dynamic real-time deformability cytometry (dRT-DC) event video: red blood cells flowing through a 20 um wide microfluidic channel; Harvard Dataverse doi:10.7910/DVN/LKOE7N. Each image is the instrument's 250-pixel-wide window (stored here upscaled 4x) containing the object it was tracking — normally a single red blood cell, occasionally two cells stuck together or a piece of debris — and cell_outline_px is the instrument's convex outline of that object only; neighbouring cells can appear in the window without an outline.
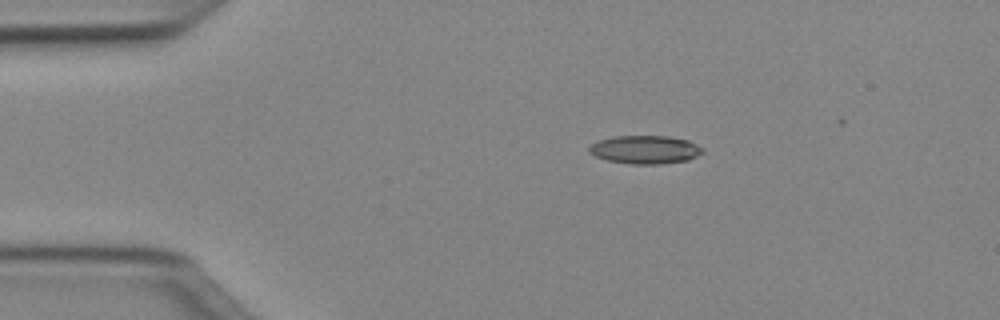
{"species": "Egyptian fruit bat (a non-hibernating species)", "species_latin": "Rousettus aegyptiacus", "temperature_condition": "cold", "stored_images_in_passage": 36, "camera_frame_rate_fps": 3000, "um_per_image_px": 0.085, "animal": {"sex": "female"}, "frame": {"image": 1, "passage_image": 1, "time_ms": 0.0, "image_size_px": [1000, 320], "cell_outline_px": [[704, 152], [688, 160], [660, 164], [632, 164], [608, 160], [596, 156], [588, 152], [588, 148], [592, 144], [600, 140], [612, 136], [668, 136], [688, 140], [704, 148]], "centroid_in_image_um": [54.85, 12.71], "position_along_channel_um": 30.1, "area_um2": 18.67}}
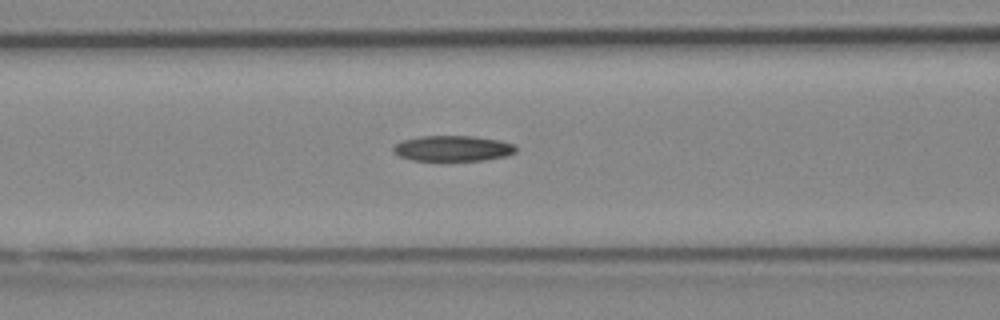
{"frame": {"image": 2, "passage_image": 12, "time_ms": 3.667, "image_size_px": [1000, 320], "cell_outline_px": [[516, 152], [508, 156], [484, 160], [444, 164], [412, 160], [400, 156], [392, 152], [392, 148], [396, 144], [404, 140], [420, 136], [472, 136], [500, 140], [516, 144]], "centroid_in_image_um": [38.5, 12.67], "position_along_channel_um": 128.1, "area_um2": 19.36}}
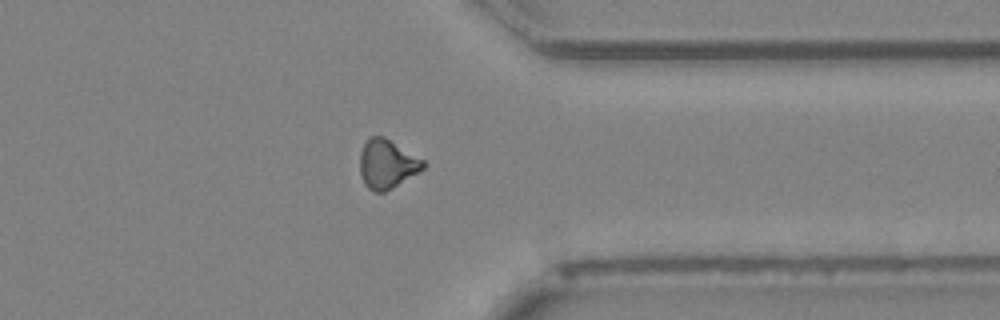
{"frame": {"image": 3, "passage_image": 31, "time_ms": 10.0, "image_size_px": [1000, 320], "cell_outline_px": [[424, 168], [384, 192], [376, 192], [368, 188], [364, 184], [360, 172], [360, 152], [364, 144], [372, 136], [384, 136], [424, 160]], "centroid_in_image_um": [32.87, 13.93], "position_along_channel_um": 378.5, "area_um2": 17.69}, "authors_computed_cell_mechanics": {"area_um2": 18.4671, "velocity_mm_per_s": 4.0441, "shape_relaxation_time_tau1_ms": null, "shape_relaxation_time_tau2_ms": 6.6106, "deformation_change_tau1": null, "deformation_change_tau2": 0.1613}}